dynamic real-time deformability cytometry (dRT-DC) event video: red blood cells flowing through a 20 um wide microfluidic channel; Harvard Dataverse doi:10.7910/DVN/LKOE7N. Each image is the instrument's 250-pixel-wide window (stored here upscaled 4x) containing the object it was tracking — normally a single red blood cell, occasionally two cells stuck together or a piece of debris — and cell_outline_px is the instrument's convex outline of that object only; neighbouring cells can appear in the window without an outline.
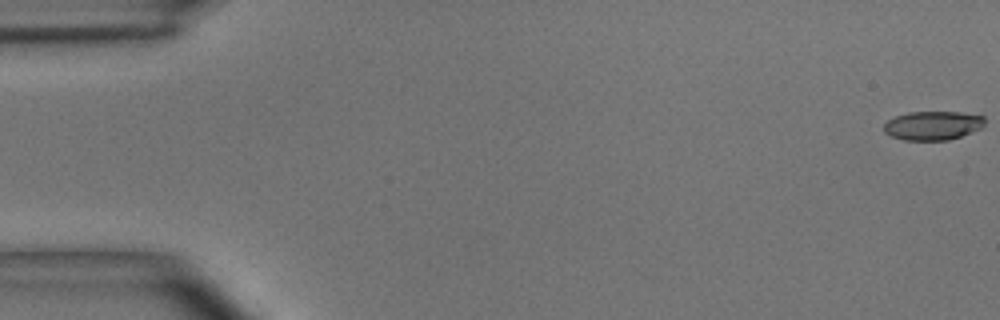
{"species": "common noctule bat (a hibernating species)", "species_latin": "Nyctalus noctula", "temperature_condition": "room temperature", "stored_images_in_passage": 7, "camera_frame_rate_fps": 3000, "um_per_image_px": 0.085, "animal": {"sex": "male", "body_mass_g": 15.6}, "frame": {"image": 1, "passage_image": 1, "time_ms": 0.0, "image_size_px": [1000, 320], "cell_outline_px": [[984, 128], [948, 140], [904, 140], [892, 136], [884, 132], [884, 124], [888, 120], [896, 116], [908, 112], [960, 112], [984, 116]], "centroid_in_image_um": [79.31, 10.67], "position_along_channel_um": 5.7, "area_um2": 16.99}}